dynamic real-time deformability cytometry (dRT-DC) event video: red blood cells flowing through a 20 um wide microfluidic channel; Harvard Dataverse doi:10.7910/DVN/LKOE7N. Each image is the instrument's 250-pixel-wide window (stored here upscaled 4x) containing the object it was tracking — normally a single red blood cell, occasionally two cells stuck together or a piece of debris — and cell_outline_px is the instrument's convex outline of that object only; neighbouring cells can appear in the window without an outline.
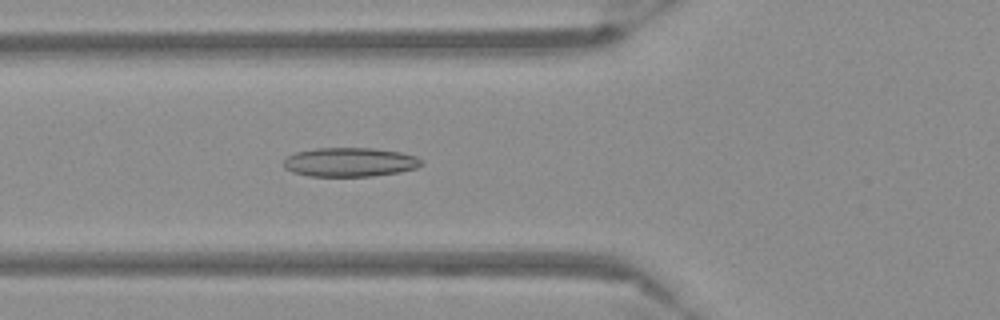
{"species": "Egyptian fruit bat (a non-hibernating species)", "species_latin": "Rousettus aegyptiacus", "temperature_condition": "warm", "stored_images_in_passage": 54, "camera_frame_rate_fps": 3000, "um_per_image_px": 0.085, "frame": {"image": 1, "passage_image": 20, "time_ms": 6.333, "image_size_px": [1000, 320], "cell_outline_px": [[424, 164], [416, 168], [400, 172], [372, 176], [308, 176], [292, 172], [284, 168], [284, 160], [288, 156], [296, 152], [316, 148], [372, 148], [400, 152], [416, 156]], "centroid_in_image_um": [29.73, 13.78], "position_along_channel_um": 96.1, "area_um2": 23.35}}
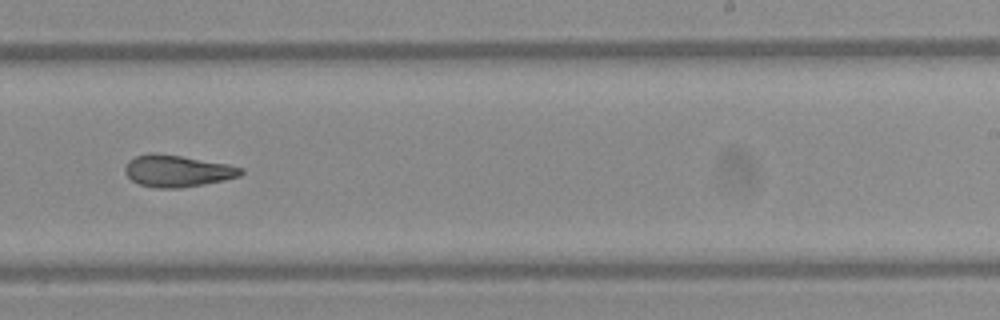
{"frame": {"image": 2, "passage_image": 34, "time_ms": 11.0, "image_size_px": [1000, 320], "cell_outline_px": [[244, 172], [240, 176], [224, 180], [204, 184], [180, 188], [156, 188], [140, 184], [132, 180], [124, 172], [124, 168], [128, 160], [136, 156], [148, 152], [180, 156], [228, 164], [244, 168]], "centroid_in_image_um": [15.07, 14.53], "position_along_channel_um": 273.9, "area_um2": 21.44}}
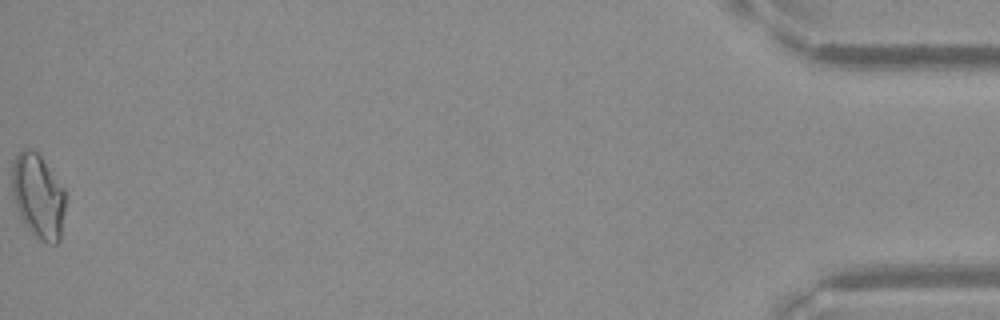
{"frame": {"image": 3, "passage_image": 54, "time_ms": 17.667, "image_size_px": [1000, 320], "cell_outline_px": [[64, 208], [60, 240], [56, 244], [48, 244], [36, 240], [24, 224], [20, 216], [12, 192], [12, 164], [16, 156], [24, 148], [28, 148], [36, 152], [40, 156], [64, 188]], "centroid_in_image_um": [3.23, 16.72], "position_along_channel_um": 432.0, "area_um2": 26.18}}